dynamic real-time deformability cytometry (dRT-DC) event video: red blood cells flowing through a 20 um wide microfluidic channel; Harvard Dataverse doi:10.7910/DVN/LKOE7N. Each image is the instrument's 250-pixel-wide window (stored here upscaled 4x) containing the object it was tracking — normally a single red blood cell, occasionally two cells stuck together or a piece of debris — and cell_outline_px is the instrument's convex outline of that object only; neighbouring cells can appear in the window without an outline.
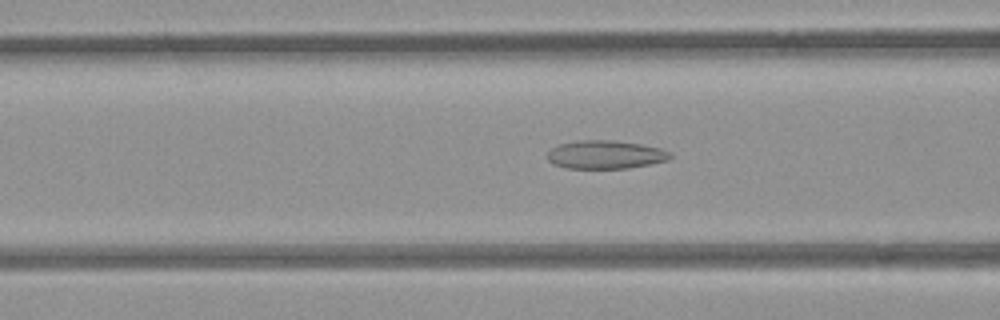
{"species": "common noctule bat (a hibernating species)", "species_latin": "Nyctalus noctula", "temperature_condition": "room temperature", "stored_images_in_passage": 34, "camera_frame_rate_fps": 3000, "um_per_image_px": 0.085, "animal": {"sex": "female", "body_mass_g": 21.9}, "frame": {"image": 1, "passage_image": 8, "time_ms": 2.333, "image_size_px": [1000, 320], "cell_outline_px": [[672, 156], [668, 160], [628, 168], [568, 168], [552, 164], [548, 160], [548, 152], [552, 148], [560, 144], [580, 140], [608, 140], [640, 144], [660, 148], [672, 152]], "centroid_in_image_um": [51.47, 13.14], "position_along_channel_um": 115.1, "area_um2": 20.11}}
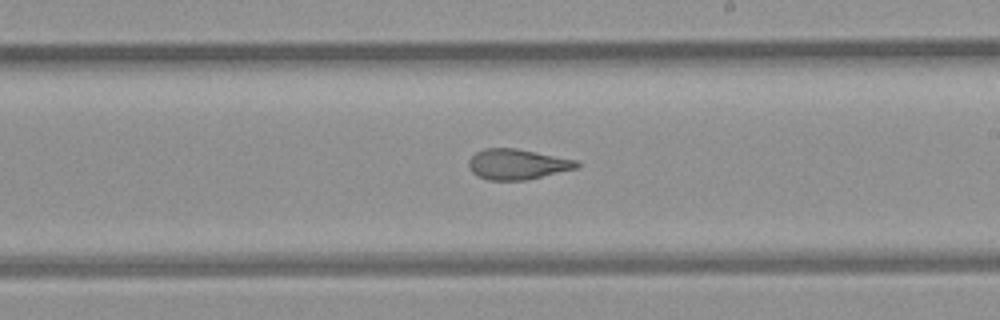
{"frame": {"image": 2, "passage_image": 18, "time_ms": 5.667, "image_size_px": [1000, 320], "cell_outline_px": [[580, 168], [528, 180], [488, 180], [472, 172], [468, 168], [468, 160], [476, 152], [484, 148], [516, 148], [576, 160], [580, 164]], "centroid_in_image_um": [43.99, 13.96], "position_along_channel_um": 245.0, "area_um2": 19.31}}
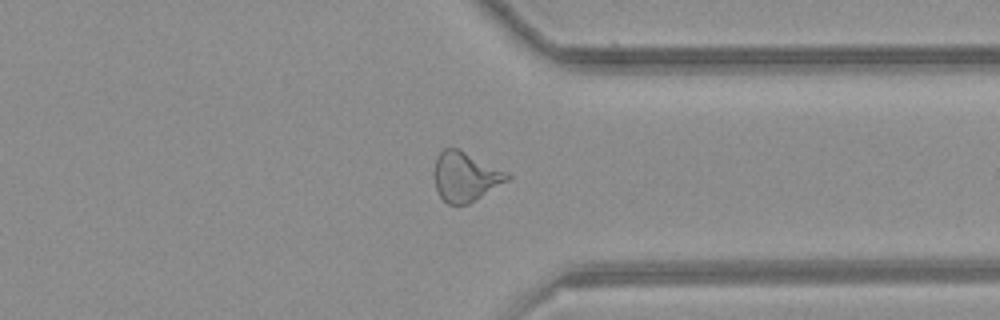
{"frame": {"image": 3, "passage_image": 28, "time_ms": 9.0, "image_size_px": [1000, 320], "cell_outline_px": [[512, 176], [508, 180], [468, 204], [448, 204], [440, 196], [436, 188], [432, 172], [436, 160], [440, 152], [444, 148], [456, 148], [508, 172]], "centroid_in_image_um": [39.53, 15.01], "position_along_channel_um": 371.9, "area_um2": 20.81}}